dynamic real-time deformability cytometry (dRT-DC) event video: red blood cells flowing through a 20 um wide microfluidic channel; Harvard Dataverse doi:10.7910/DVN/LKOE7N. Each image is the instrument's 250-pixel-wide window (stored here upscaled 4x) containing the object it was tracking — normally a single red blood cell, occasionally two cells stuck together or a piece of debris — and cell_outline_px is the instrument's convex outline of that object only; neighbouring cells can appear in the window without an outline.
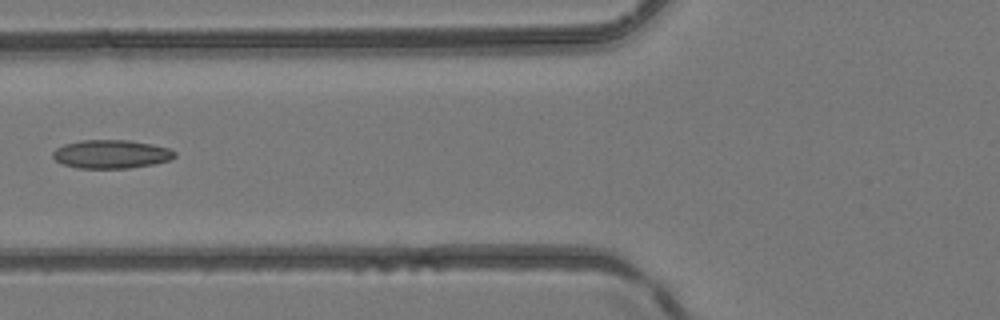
{"species": "common noctule bat (a hibernating species)", "species_latin": "Nyctalus noctula", "temperature_condition": "room temperature", "stored_images_in_passage": 6, "camera_frame_rate_fps": 3000, "um_per_image_px": 0.085, "animal": {"sex": "female", "body_mass_g": 24.6, "forearm_length_mm": 56.2}, "frame": {"image": 1, "passage_image": 6, "time_ms": 6.333, "image_size_px": [1000, 320], "cell_outline_px": [[176, 156], [168, 160], [152, 164], [128, 168], [76, 168], [64, 164], [56, 160], [52, 156], [52, 152], [56, 148], [64, 144], [80, 140], [128, 140], [152, 144], [168, 148], [176, 152]], "centroid_in_image_um": [9.43, 13.09], "position_along_channel_um": 116.4, "area_um2": 20.17}}